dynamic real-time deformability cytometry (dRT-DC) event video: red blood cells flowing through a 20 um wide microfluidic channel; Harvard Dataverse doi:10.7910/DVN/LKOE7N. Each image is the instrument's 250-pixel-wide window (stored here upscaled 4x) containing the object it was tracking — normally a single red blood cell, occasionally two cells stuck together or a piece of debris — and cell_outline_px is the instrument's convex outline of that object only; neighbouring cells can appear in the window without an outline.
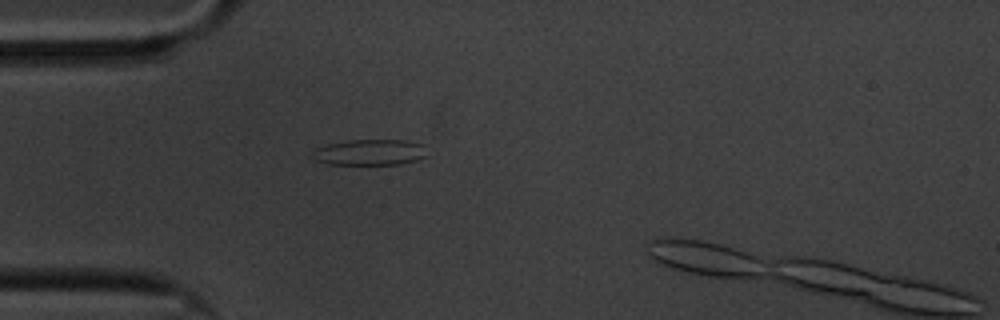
{"species": "common noctule bat (a hibernating species)", "species_latin": "Nyctalus noctula", "temperature_condition": "cold", "stored_images_in_passage": 38, "camera_frame_rate_fps": 3000, "um_per_image_px": 0.085, "animal": {"sex": "male", "body_mass_g": 20.1, "forearm_length_mm": 53.5}, "frame": {"image": 1, "passage_image": 3, "time_ms": 0.667, "image_size_px": [1000, 320], "cell_outline_px": [[424, 156], [416, 160], [400, 164], [328, 164], [312, 160], [316, 148], [328, 144], [348, 140], [400, 140], [424, 144]], "centroid_in_image_um": [31.39, 12.95], "position_along_channel_um": 53.6, "area_um2": 17.05}}
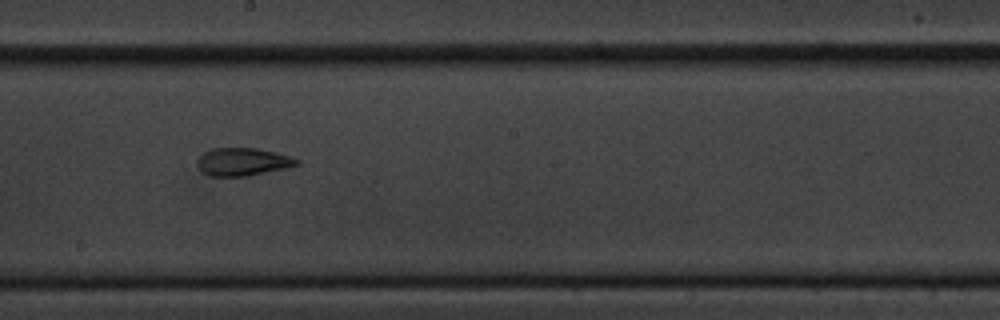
{"frame": {"image": 2, "passage_image": 19, "time_ms": 6.0, "image_size_px": [1000, 320], "cell_outline_px": [[300, 164], [284, 168], [248, 176], [208, 176], [196, 164], [196, 160], [204, 152], [212, 148], [256, 148], [276, 152], [292, 156], [300, 160]], "centroid_in_image_um": [20.64, 13.74], "position_along_channel_um": 227.6, "area_um2": 16.18}}
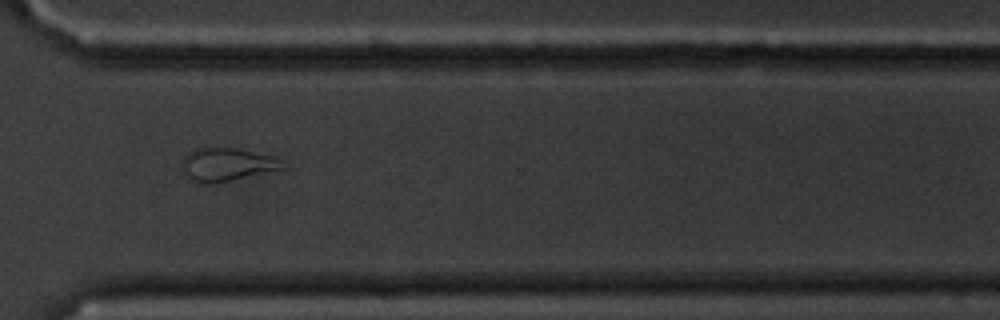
{"frame": {"image": 3, "passage_image": 30, "time_ms": 9.667, "image_size_px": [1000, 320], "cell_outline_px": [[284, 168], [212, 184], [204, 184], [184, 176], [180, 172], [180, 164], [184, 156], [192, 148], [204, 144], [212, 144], [240, 148], [268, 156]], "centroid_in_image_um": [19.03, 13.92], "position_along_channel_um": 351.6, "area_um2": 19.83}, "authors_computed_cell_mechanics": {"area_um2": 16.1262, "velocity_mm_per_s": 3.381, "shape_relaxation_time_tau1_ms": null, "shape_relaxation_time_tau2_ms": 2.274, "deformation_change_tau1": null, "deformation_change_tau2": 0.0782}}